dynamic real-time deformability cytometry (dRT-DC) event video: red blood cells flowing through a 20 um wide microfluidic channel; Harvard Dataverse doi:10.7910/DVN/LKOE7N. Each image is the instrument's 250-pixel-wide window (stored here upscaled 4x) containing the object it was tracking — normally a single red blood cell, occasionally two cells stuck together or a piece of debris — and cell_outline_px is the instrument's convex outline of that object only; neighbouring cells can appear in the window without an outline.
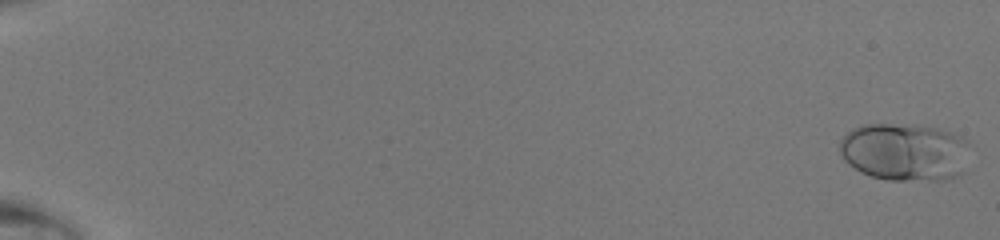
{"species": "human", "species_latin": "Homo sapiens", "temperature_condition": "room temperature", "stored_images_in_passage": 49, "camera_frame_rate_fps": 3000, "um_per_image_px": 0.085, "donor": {"sex": "male"}, "frame": {"image": 1, "passage_image": 1, "time_ms": 0.0, "image_size_px": [1000, 240], "cell_outline_px": [[968, 144], [964, 172], [956, 176], [944, 180], [888, 180], [872, 176], [860, 172], [848, 164], [844, 160], [840, 152], [840, 140], [852, 128], [864, 124], [916, 124], [936, 128], [952, 132], [968, 140]], "centroid_in_image_um": [76.9, 12.91], "position_along_channel_um": 8.1, "area_um2": 44.22}}
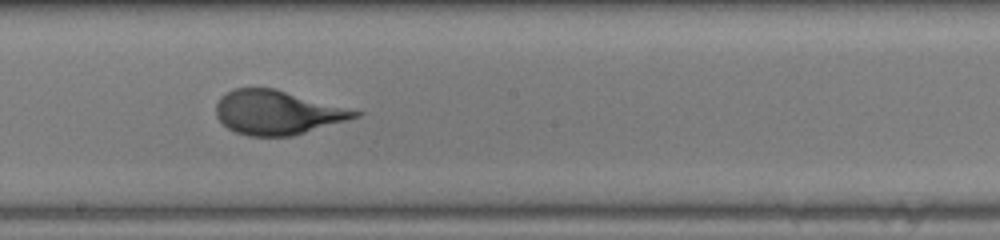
{"frame": {"image": 2, "passage_image": 30, "time_ms": 9.667, "image_size_px": [1000, 240], "cell_outline_px": [[364, 112], [360, 116], [292, 136], [248, 136], [236, 132], [228, 128], [216, 116], [216, 104], [220, 96], [232, 88], [272, 88]], "centroid_in_image_um": [23.54, 9.56], "position_along_channel_um": 224.7, "area_um2": 35.37}}
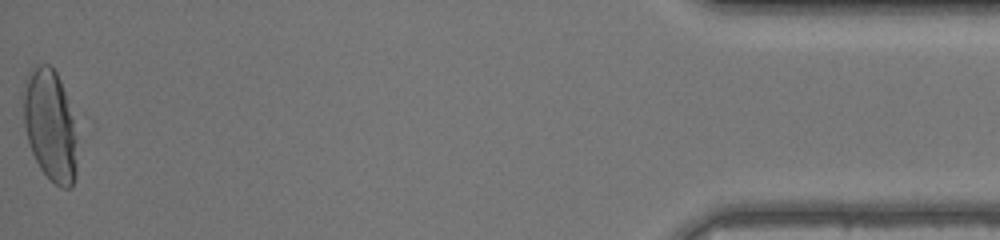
{"frame": {"image": 3, "passage_image": 49, "time_ms": 16.0, "image_size_px": [1000, 240], "cell_outline_px": [[76, 176], [72, 184], [68, 188], [60, 188], [40, 168], [32, 152], [28, 140], [24, 124], [20, 96], [20, 92], [28, 72], [36, 64], [48, 64], [56, 72], [60, 80], [76, 120]], "centroid_in_image_um": [4.24, 10.58], "position_along_channel_um": 431.0, "area_um2": 35.72}}